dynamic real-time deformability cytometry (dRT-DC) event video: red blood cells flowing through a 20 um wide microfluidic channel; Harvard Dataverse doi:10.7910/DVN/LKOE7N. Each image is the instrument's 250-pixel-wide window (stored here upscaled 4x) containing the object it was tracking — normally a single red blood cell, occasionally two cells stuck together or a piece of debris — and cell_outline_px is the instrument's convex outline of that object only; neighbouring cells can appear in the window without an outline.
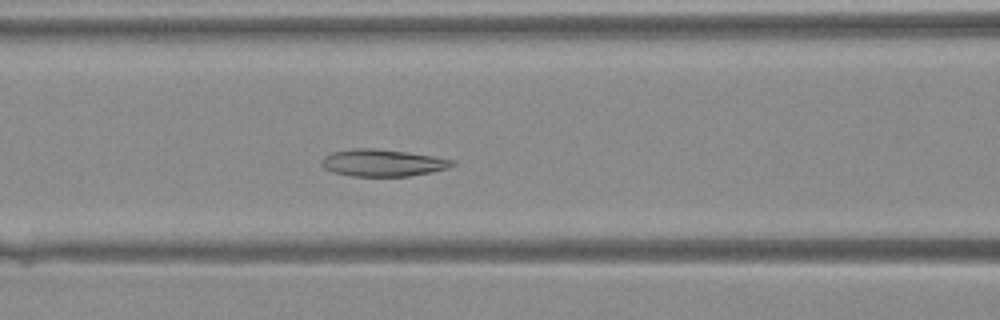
{"species": "Egyptian fruit bat (a non-hibernating species)", "species_latin": "Rousettus aegyptiacus", "temperature_condition": "warm", "stored_images_in_passage": 33, "camera_frame_rate_fps": 3000, "um_per_image_px": 0.085, "animal": {"sex": "female"}, "frame": {"image": 1, "passage_image": 8, "time_ms": 2.333, "image_size_px": [1000, 320], "cell_outline_px": [[456, 164], [432, 172], [408, 176], [352, 176], [332, 172], [324, 168], [320, 164], [320, 160], [324, 156], [332, 152], [352, 148], [376, 148], [432, 156], [452, 160]], "centroid_in_image_um": [32.44, 13.84], "position_along_channel_um": 134.2, "area_um2": 20.46}}
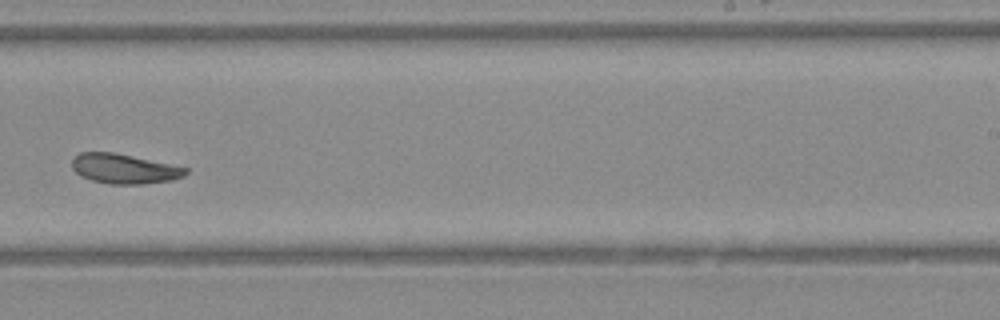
{"frame": {"image": 2, "passage_image": 17, "time_ms": 5.333, "image_size_px": [1000, 320], "cell_outline_px": [[188, 172], [184, 176], [172, 180], [144, 184], [108, 184], [92, 180], [80, 176], [72, 168], [72, 160], [80, 152], [112, 152], [188, 168]], "centroid_in_image_um": [10.54, 14.36], "position_along_channel_um": 278.5, "area_um2": 19.54}}
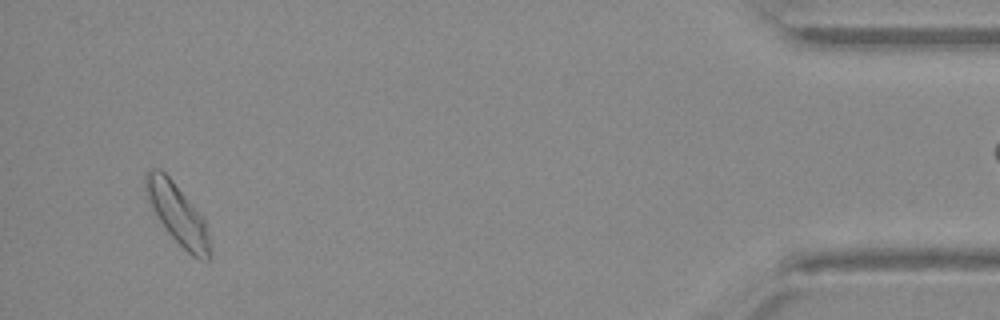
{"frame": {"image": 3, "passage_image": 30, "time_ms": 9.667, "image_size_px": [1000, 320], "cell_outline_px": [[212, 252], [208, 260], [200, 260], [192, 256], [168, 232], [152, 208], [148, 200], [144, 188], [144, 172], [152, 168], [160, 168], [172, 180], [200, 212], [204, 220]], "centroid_in_image_um": [15.08, 18.16], "position_along_channel_um": 420.1, "area_um2": 22.43}}